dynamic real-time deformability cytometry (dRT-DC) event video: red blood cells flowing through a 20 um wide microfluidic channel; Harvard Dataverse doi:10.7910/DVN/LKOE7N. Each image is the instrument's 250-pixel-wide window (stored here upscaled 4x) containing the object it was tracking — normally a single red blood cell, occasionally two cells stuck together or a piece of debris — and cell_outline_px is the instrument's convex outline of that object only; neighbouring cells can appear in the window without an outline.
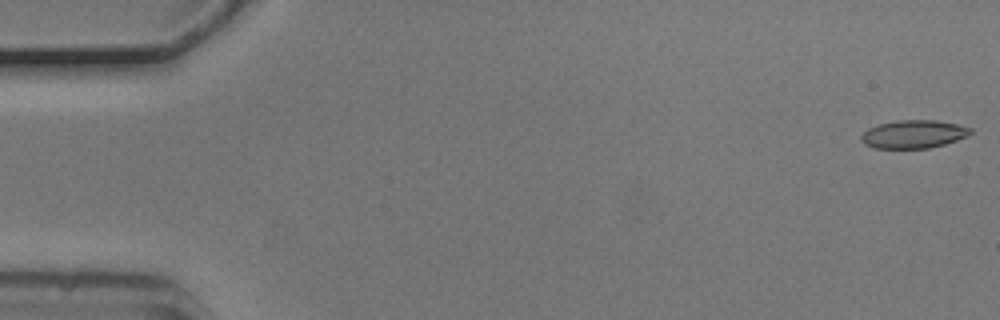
{"species": "common noctule bat (a hibernating species)", "species_latin": "Nyctalus noctula", "temperature_condition": "cold", "stored_images_in_passage": 6, "camera_frame_rate_fps": 3000, "um_per_image_px": 0.085, "animal": {"sex": "male", "body_mass_g": 20.5, "forearm_length_mm": 52.5}, "frame": {"image": 1, "passage_image": 1, "time_ms": 0.0, "image_size_px": [1000, 320], "cell_outline_px": [[972, 132], [968, 136], [944, 144], [928, 148], [876, 148], [864, 144], [860, 140], [860, 136], [868, 128], [880, 124], [896, 120], [936, 120], [956, 124], [972, 128]], "centroid_in_image_um": [77.64, 11.4], "position_along_channel_um": 7.4, "area_um2": 17.86}}
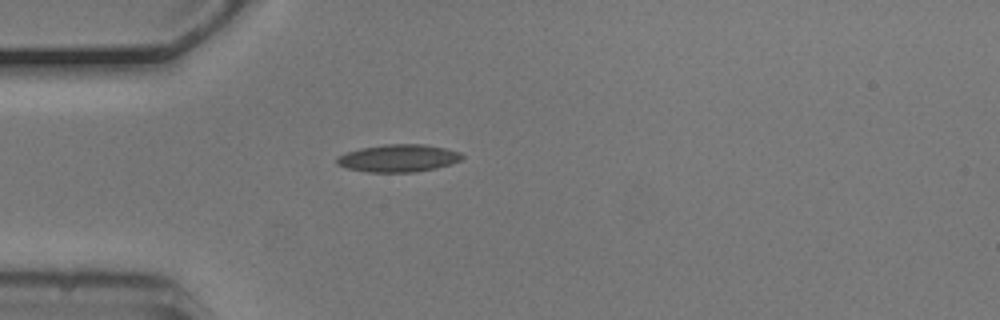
{"frame": {"image": 2, "passage_image": 5, "time_ms": 1.333, "image_size_px": [1000, 320], "cell_outline_px": [[464, 156], [460, 160], [436, 168], [416, 172], [368, 172], [348, 168], [336, 164], [336, 156], [360, 148], [384, 144], [424, 144], [444, 148], [460, 152]], "centroid_in_image_um": [33.84, 13.44], "position_along_channel_um": 51.2, "area_um2": 20.0}}